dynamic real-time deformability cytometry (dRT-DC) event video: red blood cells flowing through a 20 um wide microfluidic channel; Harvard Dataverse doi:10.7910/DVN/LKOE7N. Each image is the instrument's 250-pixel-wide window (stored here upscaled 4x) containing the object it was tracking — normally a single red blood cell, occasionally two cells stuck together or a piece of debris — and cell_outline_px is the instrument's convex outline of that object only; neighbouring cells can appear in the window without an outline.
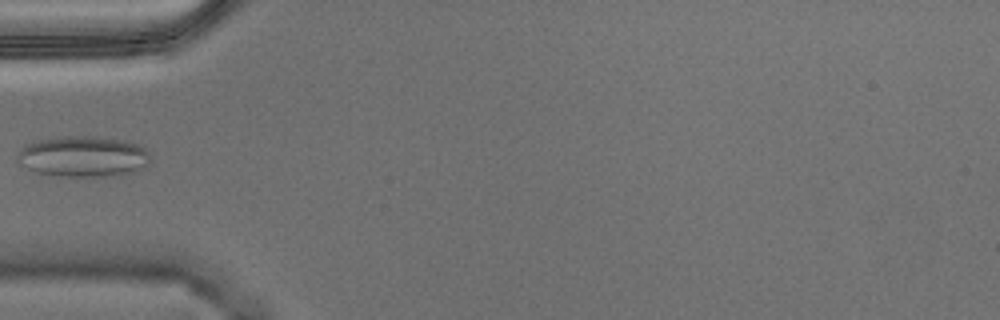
{"species": "Egyptian fruit bat (a non-hibernating species)", "species_latin": "Rousettus aegyptiacus", "temperature_condition": "warm", "stored_images_in_passage": 33, "camera_frame_rate_fps": 3000, "um_per_image_px": 0.085, "animal": {"sex": "male"}, "frame": {"image": 1, "passage_image": 1, "time_ms": 0.0, "image_size_px": [1000, 320], "cell_outline_px": [[148, 164], [144, 168], [136, 172], [120, 176], [60, 176], [36, 172], [20, 164], [16, 160], [16, 156], [20, 148], [24, 144], [36, 140], [64, 136], [100, 136], [124, 140], [136, 144], [144, 148], [148, 152]], "centroid_in_image_um": [7.06, 13.3], "position_along_channel_um": 77.9, "area_um2": 32.08}}